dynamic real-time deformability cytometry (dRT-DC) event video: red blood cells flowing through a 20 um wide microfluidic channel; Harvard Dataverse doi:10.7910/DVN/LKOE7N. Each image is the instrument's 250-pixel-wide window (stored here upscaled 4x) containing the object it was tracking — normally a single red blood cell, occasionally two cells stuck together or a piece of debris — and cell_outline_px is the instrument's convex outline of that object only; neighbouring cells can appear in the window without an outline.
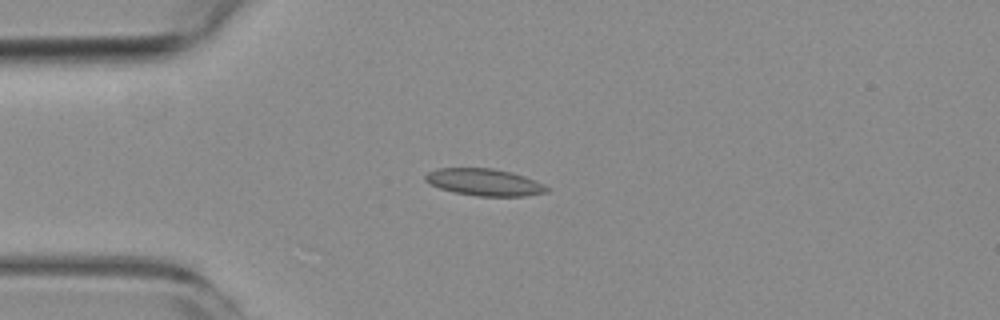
{"species": "common noctule bat (a hibernating species)", "species_latin": "Nyctalus noctula", "temperature_condition": "room temperature", "stored_images_in_passage": 5, "camera_frame_rate_fps": 3000, "um_per_image_px": 0.085, "animal": {"sex": "female", "body_mass_g": 19.3, "forearm_length_mm": 54.1}, "frame": {"image": 1, "passage_image": 3, "time_ms": 2.333, "image_size_px": [1000, 320], "cell_outline_px": [[548, 192], [524, 196], [476, 196], [452, 192], [428, 184], [424, 180], [424, 176], [428, 172], [436, 168], [492, 168], [512, 172], [536, 180], [544, 184], [548, 188]], "centroid_in_image_um": [41.14, 15.49], "position_along_channel_um": 43.9, "area_um2": 19.31}}